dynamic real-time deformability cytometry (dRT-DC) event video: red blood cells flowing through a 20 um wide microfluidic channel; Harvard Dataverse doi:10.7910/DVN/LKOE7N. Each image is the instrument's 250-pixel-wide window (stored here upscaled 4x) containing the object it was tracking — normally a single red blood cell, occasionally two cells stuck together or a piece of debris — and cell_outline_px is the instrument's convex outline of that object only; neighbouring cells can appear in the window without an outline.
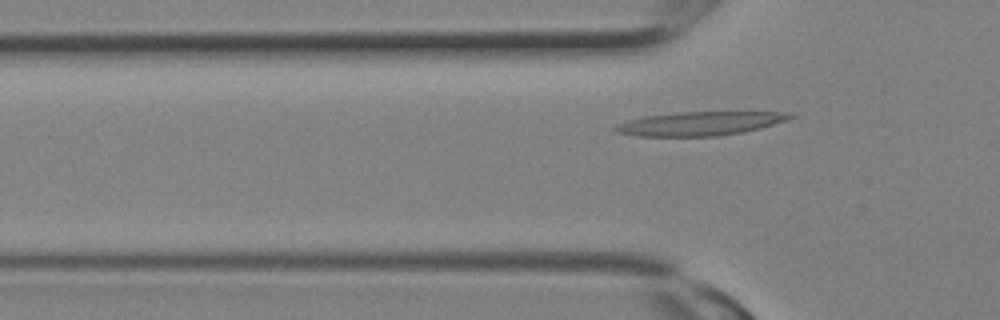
{"species": "Egyptian fruit bat (a non-hibernating species)", "species_latin": "Rousettus aegyptiacus", "temperature_condition": "room temperature", "stored_images_in_passage": 5, "camera_frame_rate_fps": 3000, "um_per_image_px": 0.085, "animal": {"sex": "female"}, "frame": {"image": 1, "passage_image": 5, "time_ms": 1.333, "image_size_px": [1000, 320], "cell_outline_px": [[796, 116], [788, 120], [760, 128], [740, 132], [716, 136], [636, 136], [616, 132], [612, 128], [628, 120], [644, 116], [676, 112], [796, 112]], "centroid_in_image_um": [59.53, 10.49], "position_along_channel_um": 66.3, "area_um2": 24.22}}